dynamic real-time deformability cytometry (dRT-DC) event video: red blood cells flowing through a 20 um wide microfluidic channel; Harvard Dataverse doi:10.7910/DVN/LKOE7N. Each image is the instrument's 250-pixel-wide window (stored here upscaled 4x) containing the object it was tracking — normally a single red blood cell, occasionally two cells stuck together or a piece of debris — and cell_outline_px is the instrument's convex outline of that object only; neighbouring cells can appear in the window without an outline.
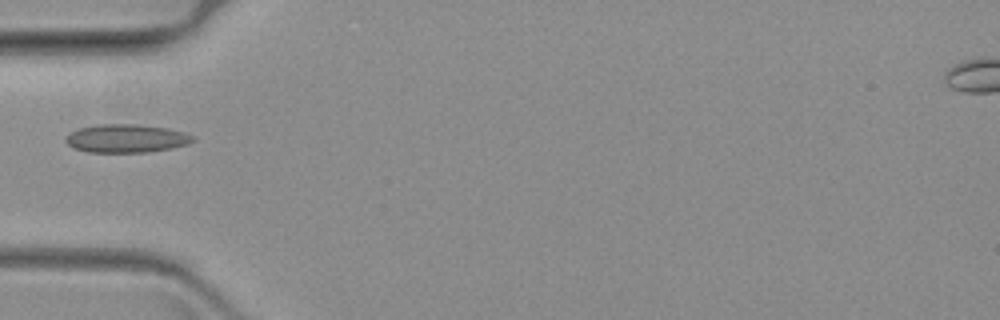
{"species": "common noctule bat (a hibernating species)", "species_latin": "Nyctalus noctula", "temperature_condition": "warm", "stored_images_in_passage": 43, "camera_frame_rate_fps": 3000, "um_per_image_px": 0.085, "animal": {"sex": "female", "body_mass_g": 19.3, "forearm_length_mm": 54.1}, "frame": {"image": 1, "passage_image": 1, "time_ms": 0.0, "image_size_px": [1000, 320], "cell_outline_px": [[196, 140], [188, 144], [148, 152], [88, 152], [76, 148], [68, 144], [64, 140], [72, 132], [80, 128], [100, 124], [132, 124], [168, 128], [184, 132], [192, 136]], "centroid_in_image_um": [10.76, 11.76], "position_along_channel_um": 74.2, "area_um2": 20.63}}
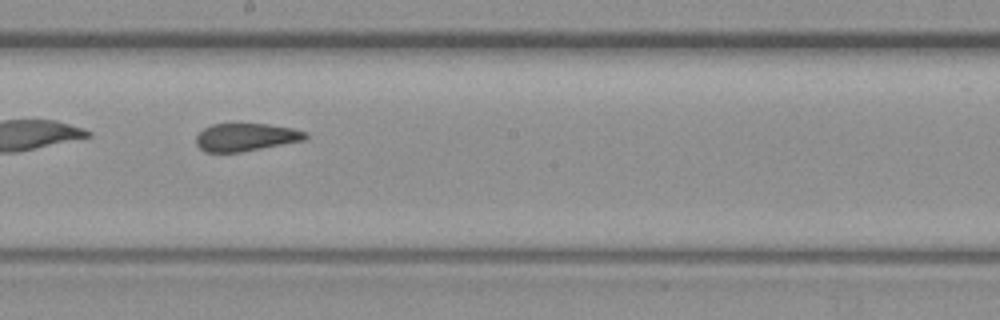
{"frame": {"image": 2, "passage_image": 15, "time_ms": 4.667, "image_size_px": [1000, 320], "cell_outline_px": [[308, 136], [304, 140], [240, 152], [204, 152], [196, 144], [196, 136], [204, 128], [212, 124], [268, 124], [292, 128], [308, 132]], "centroid_in_image_um": [20.89, 11.66], "position_along_channel_um": 227.3, "area_um2": 17.63}}
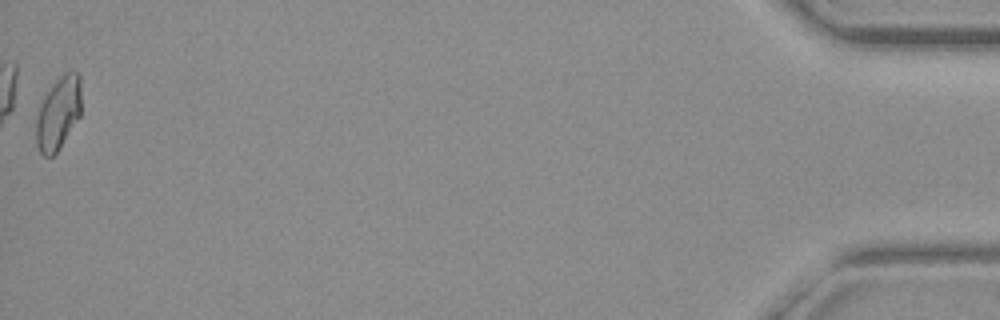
{"frame": {"image": 3, "passage_image": 43, "time_ms": 14.0, "image_size_px": [1000, 320], "cell_outline_px": [[80, 116], [60, 148], [52, 156], [44, 156], [40, 152], [36, 144], [36, 120], [40, 104], [44, 96], [60, 76], [64, 72], [76, 72], [80, 76]], "centroid_in_image_um": [4.95, 9.64], "position_along_channel_um": 430.3, "area_um2": 19.02}}